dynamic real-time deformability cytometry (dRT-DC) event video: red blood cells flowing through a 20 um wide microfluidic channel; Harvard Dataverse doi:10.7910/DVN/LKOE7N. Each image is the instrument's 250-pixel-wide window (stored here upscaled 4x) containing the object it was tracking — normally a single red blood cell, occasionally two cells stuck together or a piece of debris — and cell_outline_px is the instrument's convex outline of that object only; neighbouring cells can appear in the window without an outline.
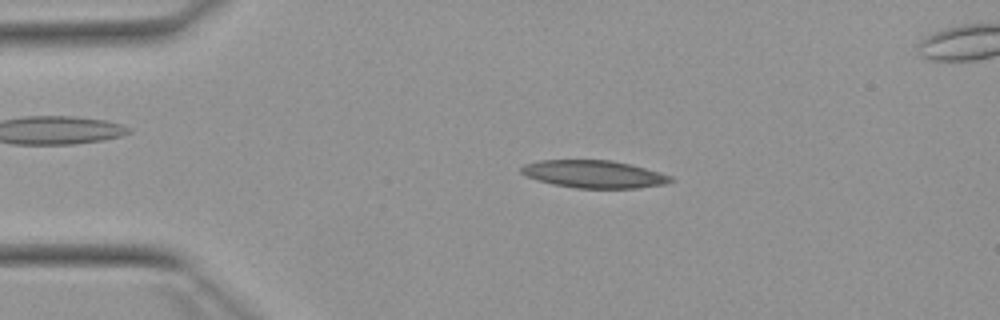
{"species": "Egyptian fruit bat (a non-hibernating species)", "species_latin": "Rousettus aegyptiacus", "temperature_condition": "warm", "stored_images_in_passage": 51, "camera_frame_rate_fps": 3000, "um_per_image_px": 0.085, "animal": {"sex": "female"}, "frame": {"image": 1, "passage_image": 9, "time_ms": 2.667, "image_size_px": [1000, 320], "cell_outline_px": [[676, 180], [664, 184], [640, 188], [576, 188], [552, 184], [536, 180], [520, 172], [520, 168], [524, 164], [540, 160], [612, 160], [660, 172], [672, 176]], "centroid_in_image_um": [50.49, 14.8], "position_along_channel_um": 34.5, "area_um2": 24.04}}
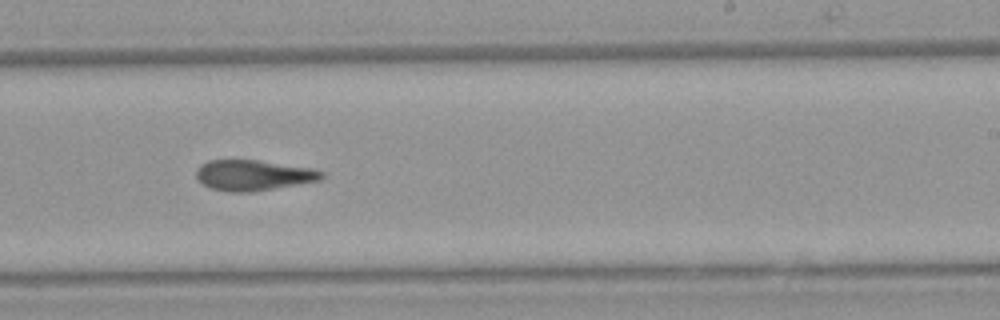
{"frame": {"image": 2, "passage_image": 30, "time_ms": 9.667, "image_size_px": [1000, 320], "cell_outline_px": [[324, 176], [320, 180], [252, 192], [228, 192], [208, 188], [196, 176], [196, 168], [200, 164], [208, 160], [256, 160], [316, 168], [324, 172]], "centroid_in_image_um": [21.53, 14.89], "position_along_channel_um": 267.5, "area_um2": 22.48}}
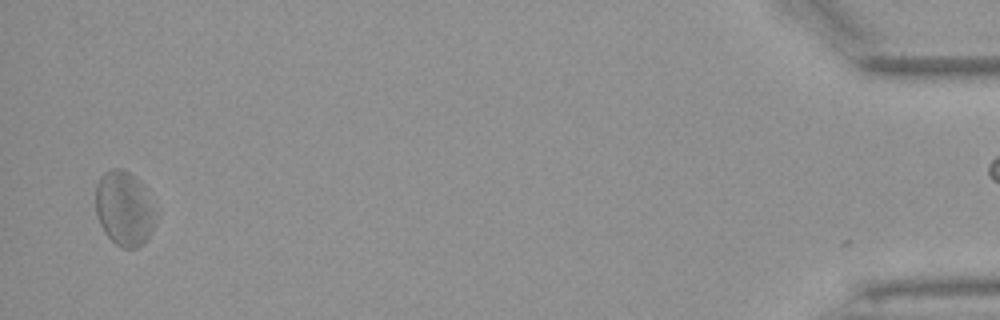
{"frame": {"image": 3, "passage_image": 49, "time_ms": 16.0, "image_size_px": [1000, 320], "cell_outline_px": [[156, 212], [152, 232], [144, 244], [136, 248], [124, 248], [116, 244], [104, 232], [100, 224], [96, 212], [96, 184], [100, 176], [108, 168], [120, 168], [136, 176], [140, 180]], "centroid_in_image_um": [10.55, 17.71], "position_along_channel_um": 424.6, "area_um2": 26.24}, "authors_computed_cell_mechanics": {"area_um2": 24.1604, "velocity_mm_per_s": 3.8938, "shape_relaxation_time_tau1_ms": null, "shape_relaxation_time_tau2_ms": 6.4953, "deformation_change_tau1": null, "deformation_change_tau2": 0.1712}}